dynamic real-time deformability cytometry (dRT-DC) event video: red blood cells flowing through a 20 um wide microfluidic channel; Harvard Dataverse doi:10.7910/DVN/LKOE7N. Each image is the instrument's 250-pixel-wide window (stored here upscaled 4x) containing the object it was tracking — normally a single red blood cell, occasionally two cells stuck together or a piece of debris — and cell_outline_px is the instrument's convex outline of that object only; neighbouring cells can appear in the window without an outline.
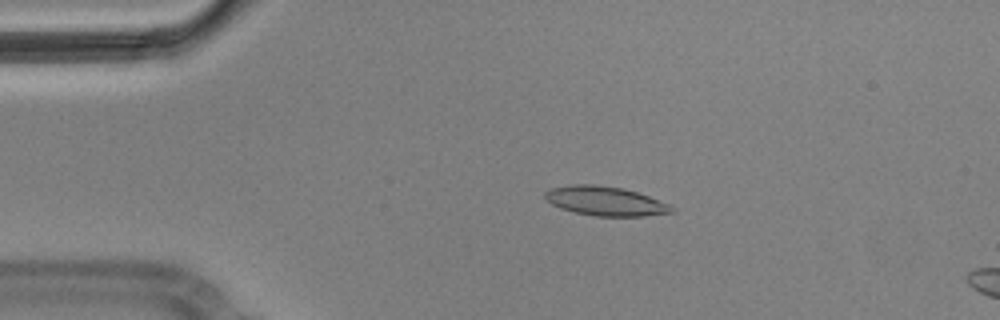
{"species": "Egyptian fruit bat (a non-hibernating species)", "species_latin": "Rousettus aegyptiacus", "temperature_condition": "cold", "stored_images_in_passage": 3, "camera_frame_rate_fps": 3000, "um_per_image_px": 0.085, "animal": {"sex": "male"}, "frame": {"image": 1, "passage_image": 2, "time_ms": 0.333, "image_size_px": [1000, 320], "cell_outline_px": [[672, 212], [644, 216], [596, 216], [576, 212], [560, 208], [552, 204], [544, 196], [544, 192], [552, 188], [572, 184], [592, 184], [620, 188], [636, 192], [648, 196], [668, 204], [672, 208]], "centroid_in_image_um": [51.41, 17.09], "position_along_channel_um": 33.6, "area_um2": 21.15}}